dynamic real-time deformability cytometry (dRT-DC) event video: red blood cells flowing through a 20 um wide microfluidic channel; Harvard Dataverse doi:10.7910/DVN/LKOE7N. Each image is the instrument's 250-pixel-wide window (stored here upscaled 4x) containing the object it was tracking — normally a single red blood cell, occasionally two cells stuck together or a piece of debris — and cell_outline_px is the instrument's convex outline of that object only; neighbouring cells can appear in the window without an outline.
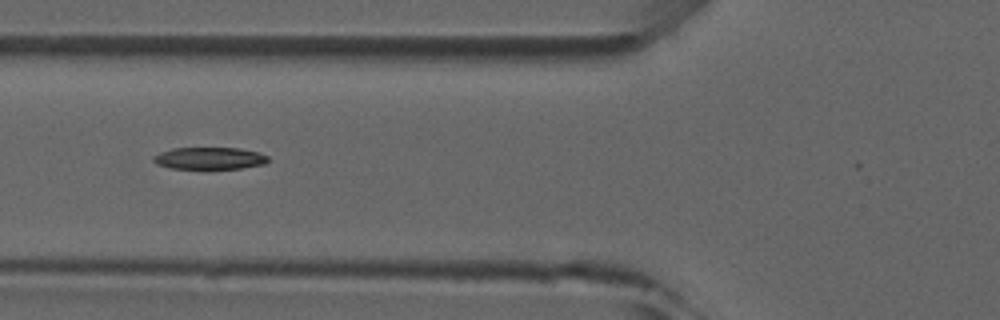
{"species": "common noctule bat (a hibernating species)", "species_latin": "Nyctalus noctula", "temperature_condition": "room temperature", "stored_images_in_passage": 41, "camera_frame_rate_fps": 3000, "um_per_image_px": 0.085, "animal": {"sex": "male", "forearm_length_mm": 52.5}, "frame": {"image": 1, "passage_image": 18, "time_ms": 5.667, "image_size_px": [1000, 320], "cell_outline_px": [[268, 160], [264, 164], [240, 168], [208, 172], [204, 172], [168, 168], [156, 164], [152, 160], [152, 156], [160, 152], [172, 148], [240, 148], [260, 152], [268, 156]], "centroid_in_image_um": [17.76, 13.51], "position_along_channel_um": 108.0, "area_um2": 15.84}}